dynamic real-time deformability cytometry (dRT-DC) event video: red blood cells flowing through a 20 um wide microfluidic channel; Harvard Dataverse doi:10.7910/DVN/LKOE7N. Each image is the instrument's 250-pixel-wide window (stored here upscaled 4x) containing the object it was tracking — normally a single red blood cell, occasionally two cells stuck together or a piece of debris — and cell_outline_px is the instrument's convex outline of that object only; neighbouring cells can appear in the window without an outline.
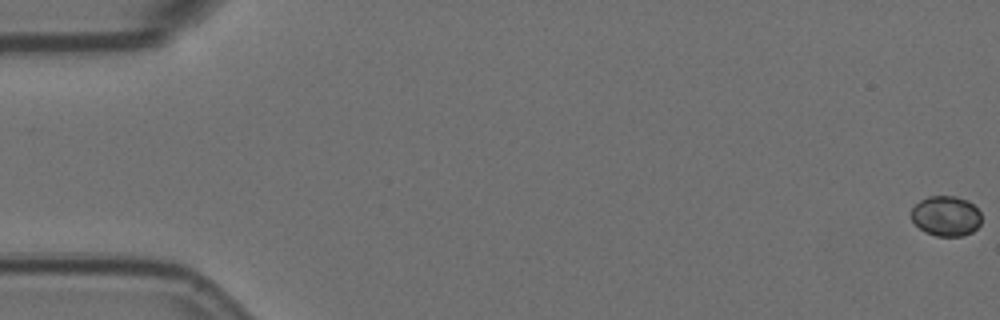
{"species": "Egyptian fruit bat (a non-hibernating species)", "species_latin": "Rousettus aegyptiacus", "temperature_condition": "room temperature", "stored_images_in_passage": 57, "camera_frame_rate_fps": 3000, "um_per_image_px": 0.085, "animal": {"sex": "female"}, "frame": {"image": 1, "passage_image": 1, "time_ms": 0.0, "image_size_px": [1000, 320], "cell_outline_px": [[980, 224], [972, 232], [964, 236], [936, 236], [924, 232], [908, 216], [912, 208], [920, 200], [928, 196], [956, 196], [968, 200], [980, 212]], "centroid_in_image_um": [80.38, 18.36], "position_along_channel_um": 4.6, "area_um2": 16.59}}
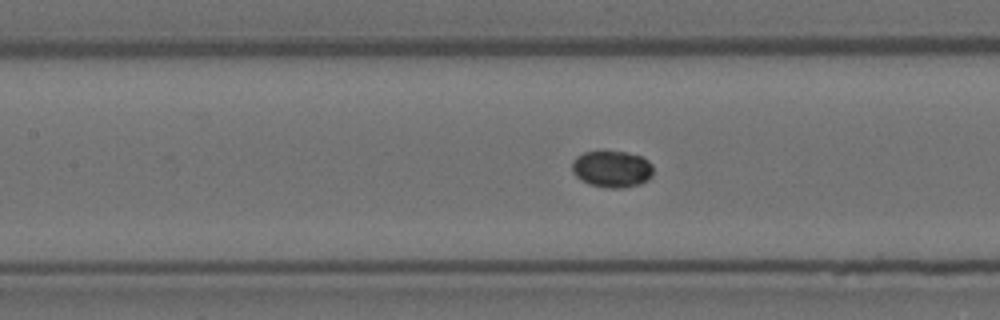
{"frame": {"image": 2, "passage_image": 27, "time_ms": 8.667, "image_size_px": [1000, 320], "cell_outline_px": [[652, 176], [648, 180], [640, 184], [624, 188], [604, 188], [588, 184], [580, 180], [572, 172], [572, 160], [576, 156], [584, 152], [624, 152], [640, 156], [648, 160], [652, 164]], "centroid_in_image_um": [52.0, 14.39], "position_along_channel_um": 155.4, "area_um2": 17.51}}
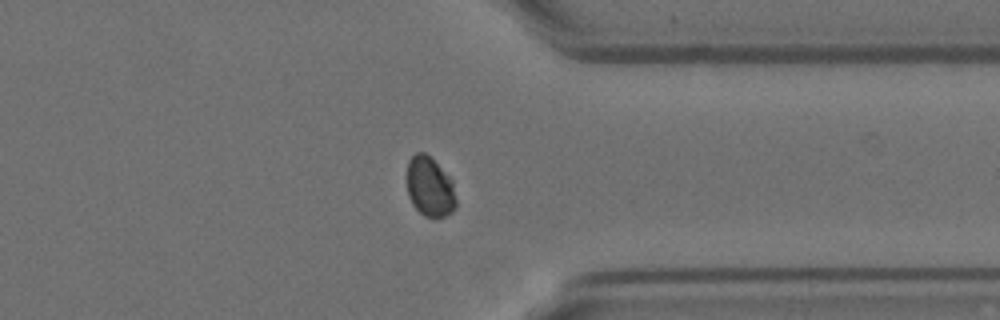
{"frame": {"image": 3, "passage_image": 46, "time_ms": 15.0, "image_size_px": [1000, 320], "cell_outline_px": [[456, 208], [452, 212], [444, 216], [424, 216], [412, 204], [408, 196], [408, 160], [416, 152], [424, 152], [452, 180], [456, 200]], "centroid_in_image_um": [36.53, 15.9], "position_along_channel_um": 374.9, "area_um2": 16.76}}